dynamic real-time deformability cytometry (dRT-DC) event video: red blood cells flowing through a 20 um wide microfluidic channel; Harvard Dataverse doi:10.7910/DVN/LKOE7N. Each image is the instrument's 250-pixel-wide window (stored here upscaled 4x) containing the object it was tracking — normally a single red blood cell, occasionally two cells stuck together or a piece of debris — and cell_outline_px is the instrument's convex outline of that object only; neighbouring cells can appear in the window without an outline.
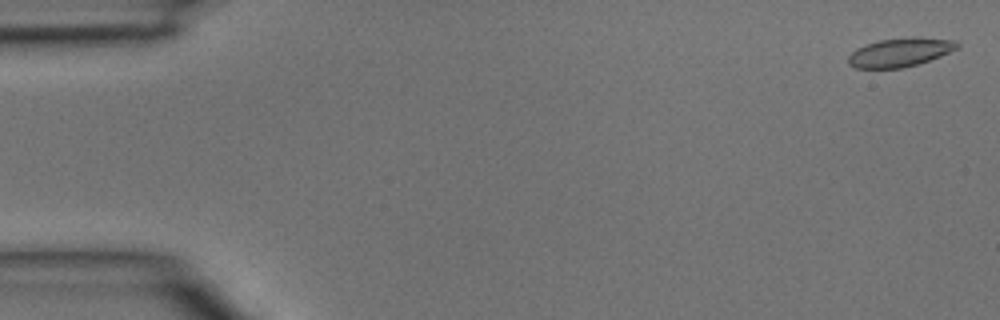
{"species": "common noctule bat (a hibernating species)", "species_latin": "Nyctalus noctula", "temperature_condition": "room temperature", "stored_images_in_passage": 3, "camera_frame_rate_fps": 3000, "um_per_image_px": 0.085, "animal": {"sex": "male", "body_mass_g": 15.6}, "frame": {"image": 1, "passage_image": 1, "time_ms": 0.0, "image_size_px": [1000, 320], "cell_outline_px": [[960, 44], [956, 48], [940, 56], [904, 68], [856, 68], [848, 64], [848, 56], [856, 48], [880, 40], [912, 36], [956, 40]], "centroid_in_image_um": [76.49, 4.44], "position_along_channel_um": 8.5, "area_um2": 18.15}}